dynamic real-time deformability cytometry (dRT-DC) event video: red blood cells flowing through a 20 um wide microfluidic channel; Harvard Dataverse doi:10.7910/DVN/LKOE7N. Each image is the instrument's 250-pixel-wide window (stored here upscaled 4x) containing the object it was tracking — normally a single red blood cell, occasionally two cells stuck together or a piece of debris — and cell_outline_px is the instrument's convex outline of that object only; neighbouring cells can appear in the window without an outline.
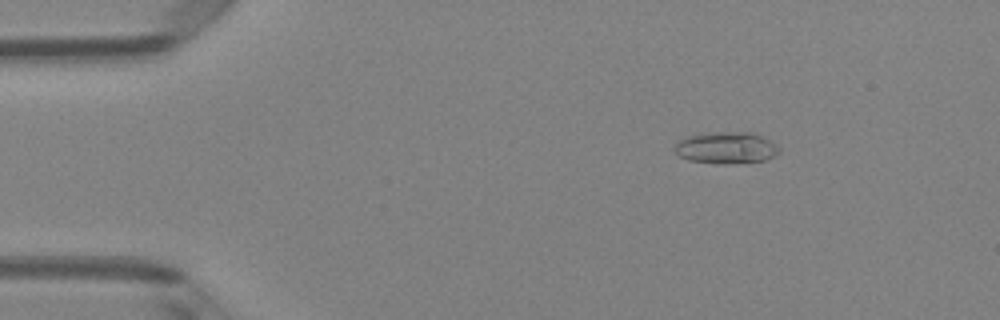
{"species": "Egyptian fruit bat (a non-hibernating species)", "species_latin": "Rousettus aegyptiacus", "temperature_condition": "room temperature", "stored_images_in_passage": 51, "camera_frame_rate_fps": 3000, "um_per_image_px": 0.085, "animal": {"sex": "female"}, "frame": {"image": 1, "passage_image": 8, "time_ms": 2.333, "image_size_px": [1000, 320], "cell_outline_px": [[780, 152], [776, 156], [764, 160], [724, 164], [688, 160], [680, 156], [676, 152], [676, 144], [680, 140], [688, 136], [716, 132], [756, 132], [780, 148]], "centroid_in_image_um": [61.77, 12.56], "position_along_channel_um": 23.2, "area_um2": 19.07}}
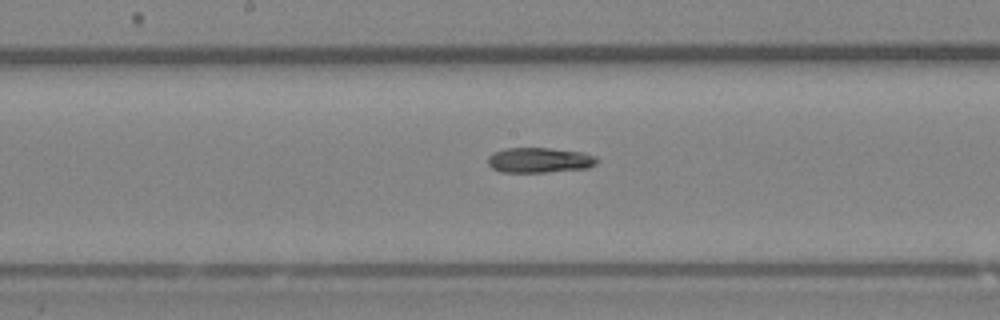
{"frame": {"image": 2, "passage_image": 27, "time_ms": 8.667, "image_size_px": [1000, 320], "cell_outline_px": [[600, 160], [596, 164], [588, 168], [544, 172], [504, 172], [492, 168], [488, 164], [488, 156], [492, 152], [504, 148], [548, 148], [580, 152], [596, 156]], "centroid_in_image_um": [45.85, 13.61], "position_along_channel_um": 202.4, "area_um2": 16.01}}
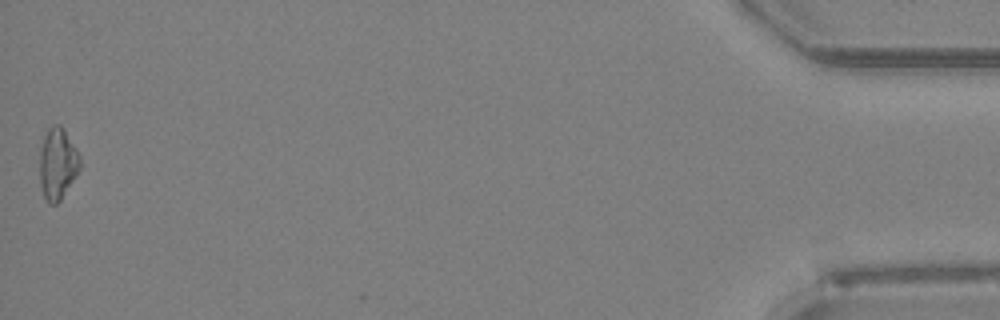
{"frame": {"image": 3, "passage_image": 51, "time_ms": 16.667, "image_size_px": [1000, 320], "cell_outline_px": [[80, 168], [60, 200], [56, 204], [48, 204], [44, 196], [40, 184], [40, 148], [44, 136], [48, 128], [52, 124], [60, 124], [64, 128], [76, 148], [80, 156]], "centroid_in_image_um": [4.88, 13.88], "position_along_channel_um": 430.3, "area_um2": 16.76}}